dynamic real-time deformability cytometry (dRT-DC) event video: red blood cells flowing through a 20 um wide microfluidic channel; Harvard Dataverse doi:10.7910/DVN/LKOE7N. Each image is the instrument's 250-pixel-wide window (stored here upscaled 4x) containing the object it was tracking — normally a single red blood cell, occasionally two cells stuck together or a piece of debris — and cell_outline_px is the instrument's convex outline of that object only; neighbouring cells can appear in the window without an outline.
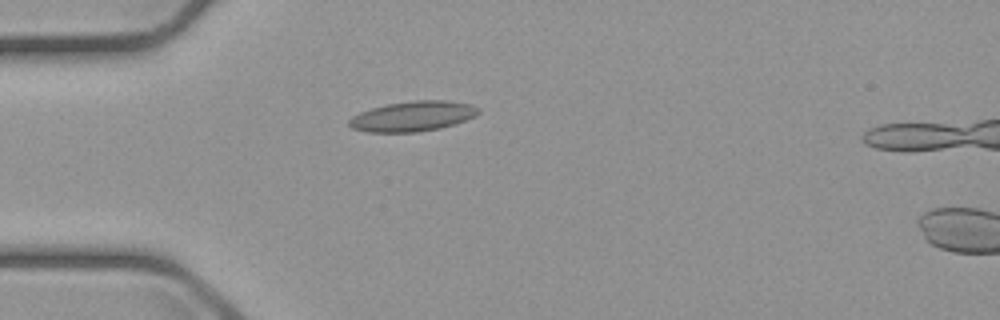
{"species": "common noctule bat (a hibernating species)", "species_latin": "Nyctalus noctula", "temperature_condition": "cold", "stored_images_in_passage": 3, "camera_frame_rate_fps": 3000, "um_per_image_px": 0.085, "animal": {"sex": "male", "body_mass_g": 23.1, "forearm_length_mm": 52.7}, "frame": {"image": 1, "passage_image": 3, "time_ms": 2.667, "image_size_px": [1000, 320], "cell_outline_px": [[480, 112], [476, 116], [440, 128], [416, 132], [368, 132], [352, 128], [348, 124], [348, 120], [352, 116], [360, 112], [372, 108], [388, 104], [416, 100], [448, 100], [472, 104], [480, 108]], "centroid_in_image_um": [35.1, 9.87], "position_along_channel_um": 49.9, "area_um2": 22.66}}